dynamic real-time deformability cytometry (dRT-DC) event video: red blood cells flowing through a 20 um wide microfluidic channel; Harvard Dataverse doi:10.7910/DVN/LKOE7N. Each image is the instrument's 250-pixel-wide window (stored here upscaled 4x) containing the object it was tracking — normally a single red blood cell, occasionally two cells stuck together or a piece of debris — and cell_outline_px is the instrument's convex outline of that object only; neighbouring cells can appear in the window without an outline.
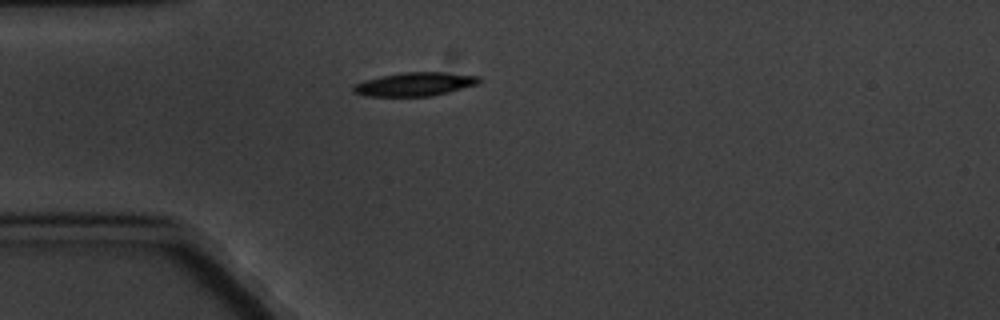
{"species": "common noctule bat (a hibernating species)", "species_latin": "Nyctalus noctula", "temperature_condition": "cold", "stored_images_in_passage": 1, "camera_frame_rate_fps": 3000, "um_per_image_px": 0.085, "animal": {"sex": "male", "body_mass_g": 20.1, "forearm_length_mm": 53.5}, "frame": {"image": 1, "passage_image": 1, "time_ms": 0.0, "image_size_px": [1000, 320], "cell_outline_px": [[480, 80], [476, 84], [448, 92], [432, 96], [364, 96], [352, 92], [352, 88], [356, 84], [364, 80], [380, 76], [404, 72], [444, 72], [480, 76]], "centroid_in_image_um": [35.22, 7.15], "position_along_channel_um": 49.8, "area_um2": 17.22}}